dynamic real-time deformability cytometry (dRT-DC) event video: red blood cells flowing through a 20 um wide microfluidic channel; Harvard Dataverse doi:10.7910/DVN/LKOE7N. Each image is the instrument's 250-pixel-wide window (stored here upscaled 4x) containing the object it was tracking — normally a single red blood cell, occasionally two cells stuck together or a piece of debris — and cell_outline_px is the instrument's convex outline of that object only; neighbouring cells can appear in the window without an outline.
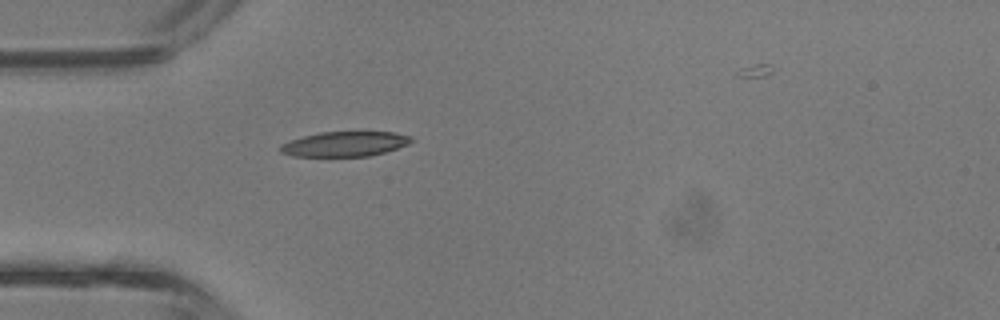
{"species": "common noctule bat (a hibernating species)", "species_latin": "Nyctalus noctula", "temperature_condition": "room temperature", "stored_images_in_passage": 28, "camera_frame_rate_fps": 3000, "um_per_image_px": 0.085, "animal": {"sex": "male", "body_mass_g": 13.3}, "frame": {"image": 1, "passage_image": 1, "time_ms": 0.0, "image_size_px": [1000, 320], "cell_outline_px": [[416, 140], [408, 144], [384, 152], [368, 156], [292, 156], [280, 152], [280, 144], [288, 140], [320, 132], [396, 132], [412, 136]], "centroid_in_image_um": [29.31, 12.23], "position_along_channel_um": 55.7, "area_um2": 19.07}}
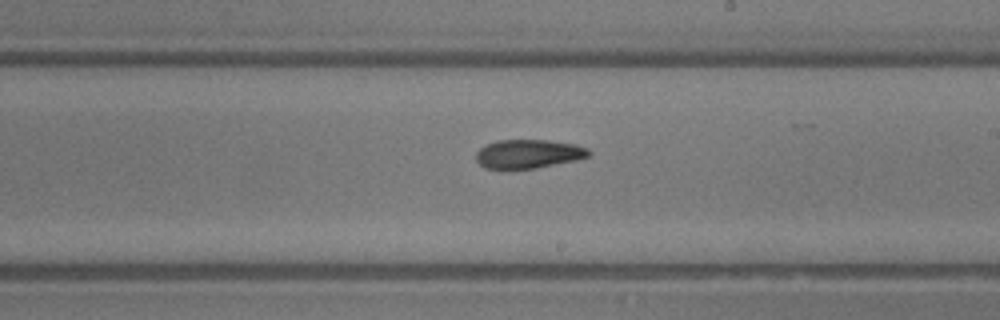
{"frame": {"image": 2, "passage_image": 13, "time_ms": 4.0, "image_size_px": [1000, 320], "cell_outline_px": [[592, 156], [576, 160], [536, 168], [484, 168], [476, 160], [476, 152], [480, 148], [496, 140], [548, 140], [576, 144], [588, 148], [592, 152]], "centroid_in_image_um": [44.97, 13.07], "position_along_channel_um": 244.0, "area_um2": 18.96}}
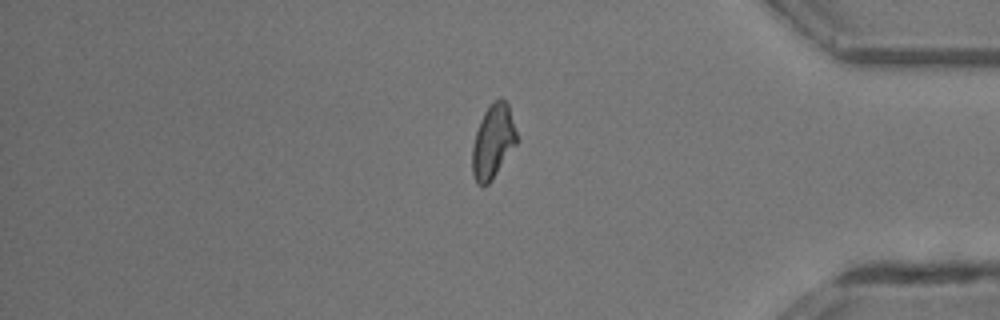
{"frame": {"image": 3, "passage_image": 24, "time_ms": 7.667, "image_size_px": [1000, 320], "cell_outline_px": [[516, 144], [492, 180], [484, 188], [476, 184], [472, 172], [472, 144], [480, 120], [484, 112], [496, 100], [504, 100], [508, 104], [516, 132]], "centroid_in_image_um": [41.87, 12.1], "position_along_channel_um": 393.3, "area_um2": 18.9}, "authors_computed_cell_mechanics": {"area_um2": 19.0162, "velocity_mm_per_s": 4.8322, "shape_relaxation_time_tau1_ms": 4.1086, "shape_relaxation_time_tau2_ms": 6.9066, "deformation_change_tau1": 0.1406, "deformation_change_tau2": 0.1866}}